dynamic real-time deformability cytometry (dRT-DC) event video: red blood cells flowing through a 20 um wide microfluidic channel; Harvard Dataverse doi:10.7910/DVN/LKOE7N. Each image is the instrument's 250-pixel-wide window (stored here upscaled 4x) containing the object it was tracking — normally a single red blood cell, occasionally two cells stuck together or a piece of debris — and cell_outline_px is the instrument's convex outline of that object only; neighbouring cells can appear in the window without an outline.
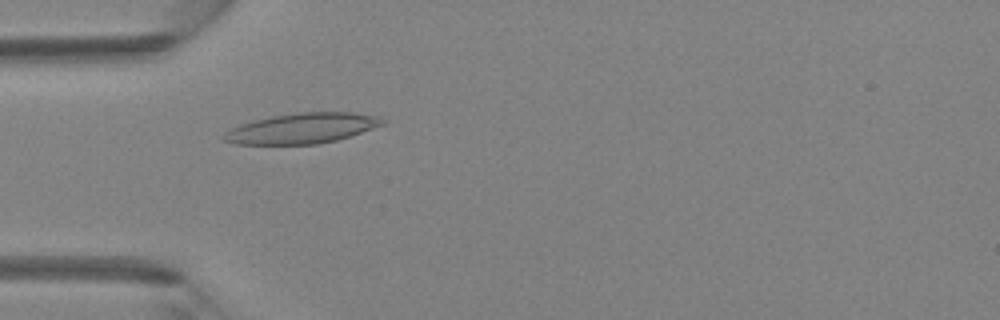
{"species": "Egyptian fruit bat (a non-hibernating species)", "species_latin": "Rousettus aegyptiacus", "temperature_condition": "room temperature", "stored_images_in_passage": 4, "camera_frame_rate_fps": 3000, "um_per_image_px": 0.085, "animal": {"sex": "female"}, "frame": {"image": 1, "passage_image": 4, "time_ms": 3.667, "image_size_px": [1000, 320], "cell_outline_px": [[384, 124], [336, 140], [316, 144], [232, 144], [224, 140], [220, 136], [228, 128], [252, 120], [272, 116], [300, 112], [352, 112], [380, 116], [384, 120]], "centroid_in_image_um": [25.6, 10.9], "position_along_channel_um": 59.4, "area_um2": 28.09}}